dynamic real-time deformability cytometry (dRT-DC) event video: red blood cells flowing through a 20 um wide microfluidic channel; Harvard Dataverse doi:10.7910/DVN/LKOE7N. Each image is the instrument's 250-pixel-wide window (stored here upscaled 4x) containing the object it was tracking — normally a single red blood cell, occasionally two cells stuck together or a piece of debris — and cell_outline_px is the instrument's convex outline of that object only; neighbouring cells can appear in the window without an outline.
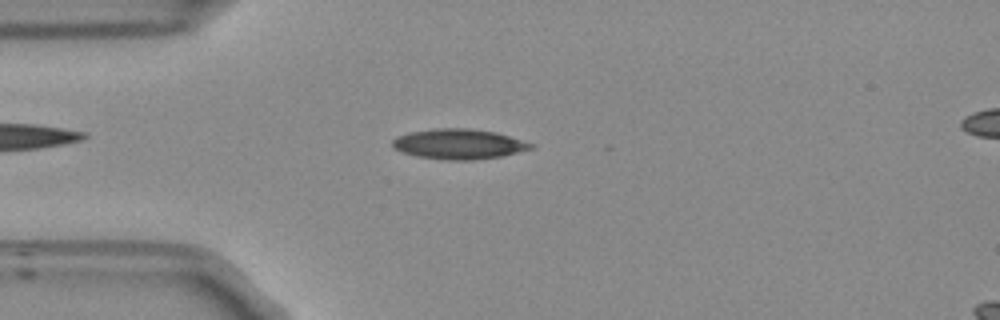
{"species": "Egyptian fruit bat (a non-hibernating species)", "species_latin": "Rousettus aegyptiacus", "temperature_condition": "room temperature", "stored_images_in_passage": 42, "camera_frame_rate_fps": 3000, "um_per_image_px": 0.085, "frame": {"image": 1, "passage_image": 2, "time_ms": 0.333, "image_size_px": [1000, 320], "cell_outline_px": [[536, 144], [532, 148], [500, 156], [472, 160], [444, 160], [416, 156], [392, 148], [392, 140], [396, 136], [408, 132], [436, 128], [468, 128], [496, 132]], "centroid_in_image_um": [38.96, 12.23], "position_along_channel_um": 46.0, "area_um2": 24.33}}
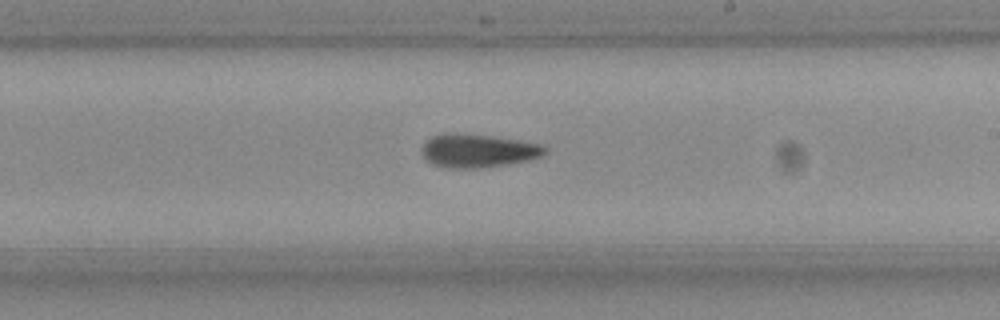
{"frame": {"image": 2, "passage_image": 19, "time_ms": 6.0, "image_size_px": [1000, 320], "cell_outline_px": [[548, 152], [540, 156], [528, 160], [504, 164], [476, 168], [444, 168], [432, 164], [424, 156], [424, 144], [432, 136], [444, 132], [452, 132], [488, 136], [516, 140], [540, 144], [548, 148]], "centroid_in_image_um": [40.62, 12.81], "position_along_channel_um": 248.4, "area_um2": 23.58}}
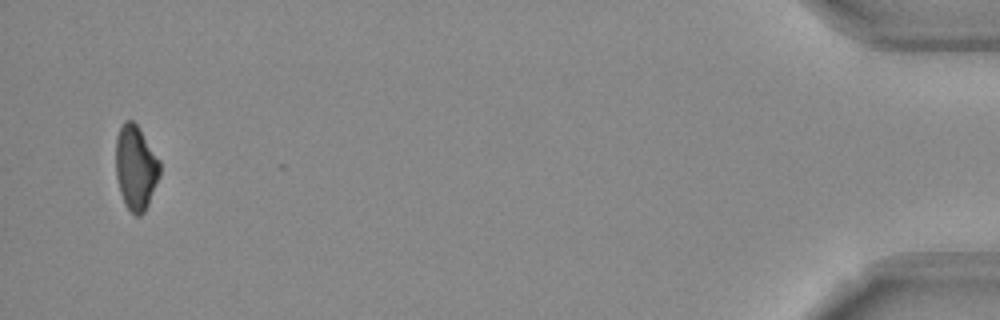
{"frame": {"image": 3, "passage_image": 40, "time_ms": 13.0, "image_size_px": [1000, 320], "cell_outline_px": [[160, 176], [148, 204], [144, 212], [140, 216], [136, 216], [124, 204], [120, 192], [116, 176], [116, 136], [124, 120], [132, 120], [136, 124], [160, 160]], "centroid_in_image_um": [11.53, 14.25], "position_along_channel_um": 423.7, "area_um2": 21.68}, "authors_computed_cell_mechanics": {"area_um2": 22.831, "velocity_mm_per_s": 3.7892, "shape_relaxation_time_tau1_ms": 9.8021, "shape_relaxation_time_tau2_ms": 8.5529, "deformation_change_tau1": 0.1773, "deformation_change_tau2": 0.1993}}